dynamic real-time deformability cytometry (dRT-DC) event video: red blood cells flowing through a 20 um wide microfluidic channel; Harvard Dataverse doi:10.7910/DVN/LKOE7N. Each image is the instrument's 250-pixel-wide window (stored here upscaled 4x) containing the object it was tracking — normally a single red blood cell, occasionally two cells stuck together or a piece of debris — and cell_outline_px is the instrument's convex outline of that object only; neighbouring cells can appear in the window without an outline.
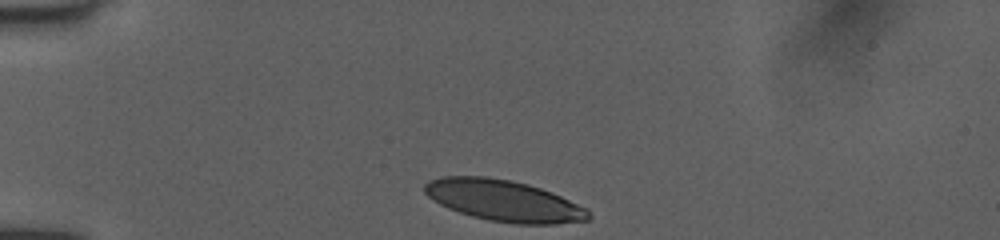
{"species": "human", "species_latin": "Homo sapiens", "temperature_condition": "room temperature", "stored_images_in_passage": 32, "camera_frame_rate_fps": 3000, "um_per_image_px": 0.085, "donor": {"sex": "female"}, "frame": {"image": 1, "passage_image": 1, "time_ms": 0.0, "image_size_px": [1000, 240], "cell_outline_px": [[592, 216], [588, 220], [552, 224], [516, 224], [488, 220], [472, 216], [448, 208], [432, 200], [424, 192], [424, 184], [428, 180], [440, 176], [484, 176], [512, 180], [528, 184], [552, 192], [588, 208]], "centroid_in_image_um": [42.82, 17.05], "position_along_channel_um": 42.2, "area_um2": 39.65}}
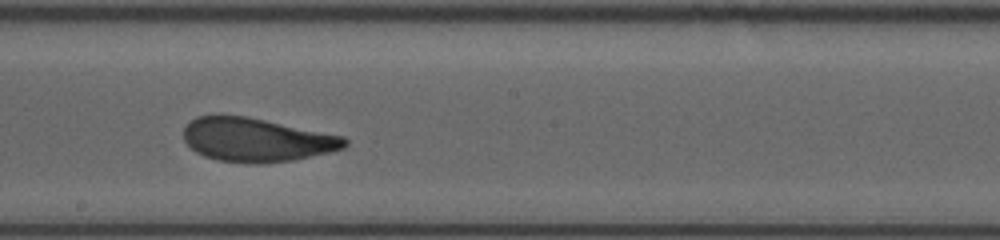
{"frame": {"image": 2, "passage_image": 18, "time_ms": 5.667, "image_size_px": [1000, 240], "cell_outline_px": [[348, 144], [344, 148], [332, 152], [292, 160], [260, 164], [256, 164], [216, 160], [204, 156], [196, 152], [184, 140], [184, 128], [196, 116], [244, 116], [344, 136], [348, 140]], "centroid_in_image_um": [21.83, 11.9], "position_along_channel_um": 226.4, "area_um2": 40.75}}
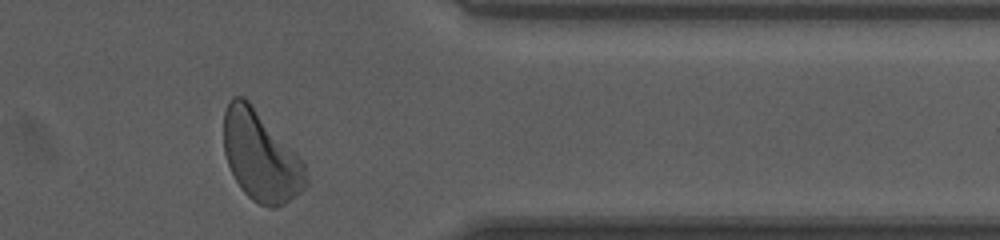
{"frame": {"image": 3, "passage_image": 31, "time_ms": 10.0, "image_size_px": [1000, 240], "cell_outline_px": [[308, 184], [296, 196], [284, 204], [276, 208], [268, 208], [252, 200], [240, 188], [228, 164], [224, 152], [224, 112], [228, 100], [232, 96], [244, 96], [248, 100], [304, 164], [308, 176]], "centroid_in_image_um": [22.14, 13.31], "position_along_channel_um": 389.3, "area_um2": 42.6}, "authors_computed_cell_mechanics": {"area_um2": 41.4715, "velocity_mm_per_s": 4.0106, "shape_relaxation_time_tau1_ms": 3.2105, "shape_relaxation_time_tau2_ms": 0.9231, "deformation_change_tau1": 0.1569, "deformation_change_tau2": 0.0729}}